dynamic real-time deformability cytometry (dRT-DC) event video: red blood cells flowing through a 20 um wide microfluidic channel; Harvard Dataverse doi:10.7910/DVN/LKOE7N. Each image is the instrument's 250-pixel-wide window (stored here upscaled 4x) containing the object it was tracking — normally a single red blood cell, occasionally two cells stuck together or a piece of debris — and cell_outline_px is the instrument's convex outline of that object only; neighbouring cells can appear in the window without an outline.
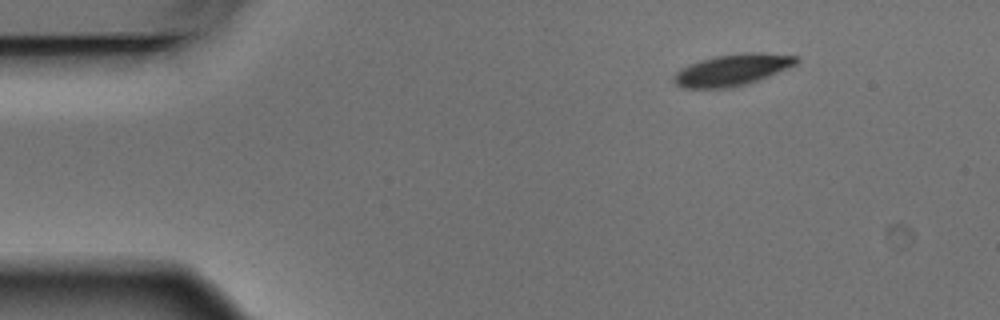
{"species": "Egyptian fruit bat (a non-hibernating species)", "species_latin": "Rousettus aegyptiacus", "temperature_condition": "warm", "stored_images_in_passage": 4, "camera_frame_rate_fps": 3000, "um_per_image_px": 0.085, "animal": {"sex": "male"}, "frame": {"image": 1, "passage_image": 1, "time_ms": 0.0, "image_size_px": [1000, 320], "cell_outline_px": [[800, 60], [796, 64], [756, 80], [744, 84], [728, 88], [680, 88], [672, 80], [672, 76], [676, 72], [688, 64], [700, 60], [716, 56], [744, 52], [760, 52], [796, 56]], "centroid_in_image_um": [62.18, 5.93], "position_along_channel_um": 22.8, "area_um2": 22.25}}
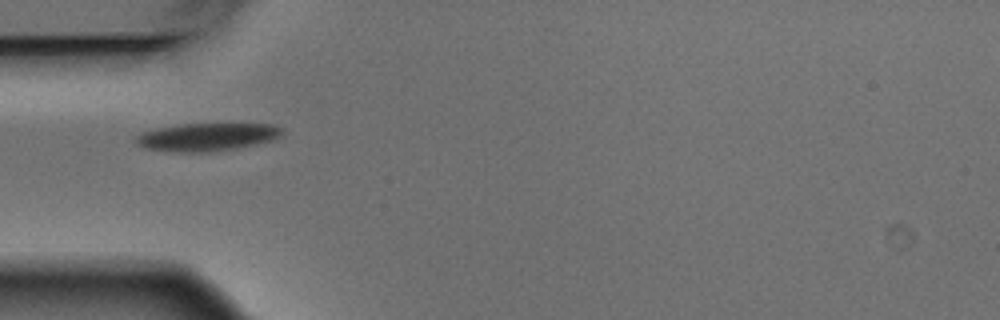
{"frame": {"image": 2, "passage_image": 4, "time_ms": 1.0, "image_size_px": [1000, 320], "cell_outline_px": [[284, 132], [280, 136], [272, 140], [236, 148], [208, 152], [168, 152], [144, 148], [136, 144], [136, 136], [144, 132], [156, 128], [180, 124], [272, 124], [284, 128]], "centroid_in_image_um": [17.58, 11.64], "position_along_channel_um": 67.4, "area_um2": 23.81}}